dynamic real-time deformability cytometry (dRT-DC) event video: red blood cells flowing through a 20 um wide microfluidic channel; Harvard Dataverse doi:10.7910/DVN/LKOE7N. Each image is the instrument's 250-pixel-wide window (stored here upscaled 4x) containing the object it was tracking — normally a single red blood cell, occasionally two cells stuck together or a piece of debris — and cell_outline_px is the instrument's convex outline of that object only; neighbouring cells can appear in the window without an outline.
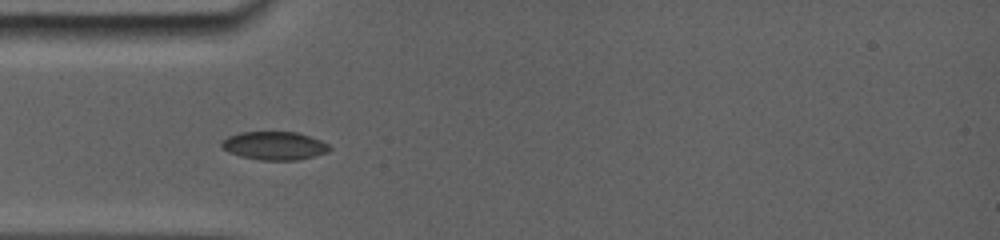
{"species": "common noctule bat (a hibernating species)", "species_latin": "Nyctalus noctula", "temperature_condition": "room temperature", "stored_images_in_passage": 41, "camera_frame_rate_fps": 5000, "um_per_image_px": 0.085, "animal": {"sex": "female", "body_mass_g": 19.0, "forearm_length_mm": 56.7}, "frame": {"image": 1, "passage_image": 1, "time_ms": 0.0, "image_size_px": [1000, 240], "cell_outline_px": [[332, 148], [328, 152], [296, 160], [260, 160], [240, 156], [224, 148], [220, 144], [228, 136], [244, 132], [296, 132], [320, 140], [328, 144]], "centroid_in_image_um": [23.35, 12.38], "position_along_channel_um": 61.6, "area_um2": 17.46}}
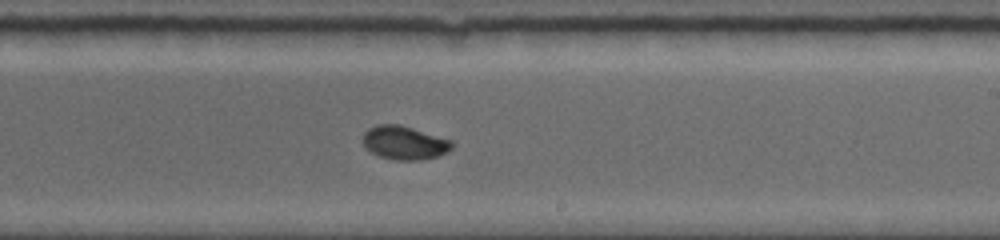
{"frame": {"image": 2, "passage_image": 19, "time_ms": 5.0, "image_size_px": [1000, 240], "cell_outline_px": [[452, 148], [448, 152], [436, 156], [420, 160], [396, 160], [380, 156], [372, 152], [364, 144], [364, 132], [368, 128], [376, 124], [400, 124], [452, 140]], "centroid_in_image_um": [34.39, 12.12], "position_along_channel_um": 254.6, "area_um2": 17.28}}
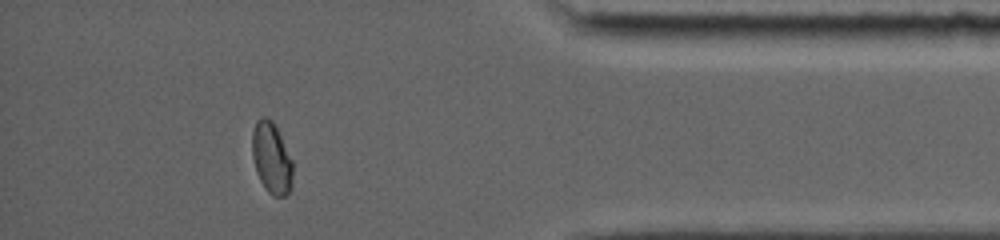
{"frame": {"image": 3, "passage_image": 31, "time_ms": 9.6, "image_size_px": [1000, 240], "cell_outline_px": [[292, 188], [284, 196], [272, 196], [264, 188], [256, 172], [252, 156], [252, 132], [256, 120], [260, 116], [264, 116], [272, 120], [292, 160]], "centroid_in_image_um": [23.06, 13.44], "position_along_channel_um": 412.1, "area_um2": 16.88}, "authors_computed_cell_mechanics": {"area_um2": 17.051, "velocity_mm_per_s": 3.876, "shape_relaxation_time_tau1_ms": 5.3058, "shape_relaxation_time_tau2_ms": 0.9237, "deformation_change_tau1": 0.1466, "deformation_change_tau2": 0.0209}}